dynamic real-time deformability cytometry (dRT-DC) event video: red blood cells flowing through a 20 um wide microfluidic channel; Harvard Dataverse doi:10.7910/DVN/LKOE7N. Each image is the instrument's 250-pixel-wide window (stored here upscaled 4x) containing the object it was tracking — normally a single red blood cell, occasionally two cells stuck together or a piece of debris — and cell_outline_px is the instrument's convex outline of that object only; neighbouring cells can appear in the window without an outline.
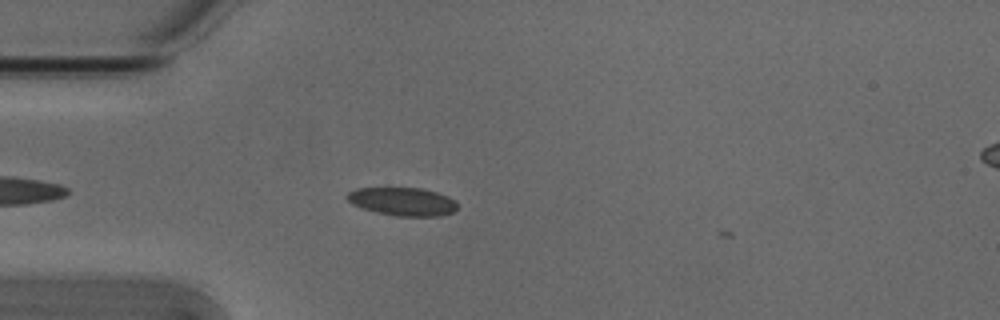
{"species": "Egyptian fruit bat (a non-hibernating species)", "species_latin": "Rousettus aegyptiacus", "temperature_condition": "cold", "stored_images_in_passage": 5, "camera_frame_rate_fps": 3000, "um_per_image_px": 0.085, "animal": {"sex": "male"}, "frame": {"image": 1, "passage_image": 3, "time_ms": 0.667, "image_size_px": [1000, 320], "cell_outline_px": [[456, 208], [452, 212], [440, 216], [396, 216], [376, 212], [352, 204], [344, 196], [348, 192], [356, 188], [420, 188], [436, 192], [448, 196], [456, 200]], "centroid_in_image_um": [34.21, 17.13], "position_along_channel_um": 50.8, "area_um2": 18.09}}